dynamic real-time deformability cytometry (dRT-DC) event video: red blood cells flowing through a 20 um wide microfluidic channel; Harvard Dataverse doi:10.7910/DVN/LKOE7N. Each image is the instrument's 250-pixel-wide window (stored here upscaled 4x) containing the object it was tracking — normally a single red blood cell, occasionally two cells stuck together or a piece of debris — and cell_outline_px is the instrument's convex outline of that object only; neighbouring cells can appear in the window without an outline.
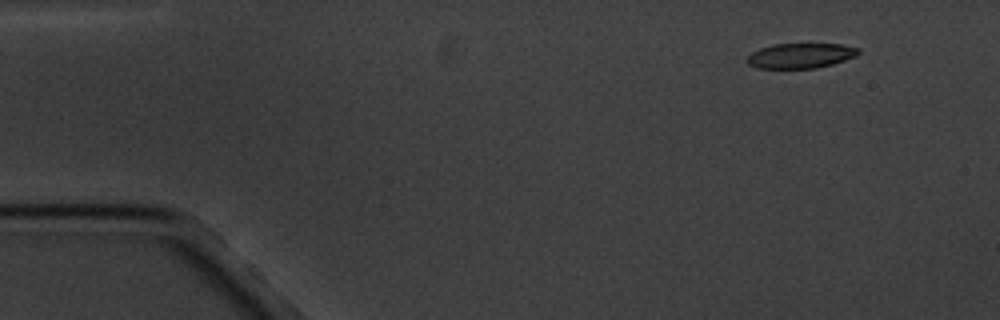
{"species": "common noctule bat (a hibernating species)", "species_latin": "Nyctalus noctula", "temperature_condition": "cold", "stored_images_in_passage": 7, "camera_frame_rate_fps": 3000, "um_per_image_px": 0.085, "animal": {"sex": "male", "body_mass_g": 20.1, "forearm_length_mm": 53.5}, "frame": {"image": 1, "passage_image": 1, "time_ms": 0.0, "image_size_px": [1000, 320], "cell_outline_px": [[860, 52], [856, 56], [832, 64], [816, 68], [756, 68], [748, 64], [744, 60], [752, 52], [760, 48], [776, 44], [840, 44], [860, 48]], "centroid_in_image_um": [68.03, 4.73], "position_along_channel_um": 17.0, "area_um2": 16.24}}
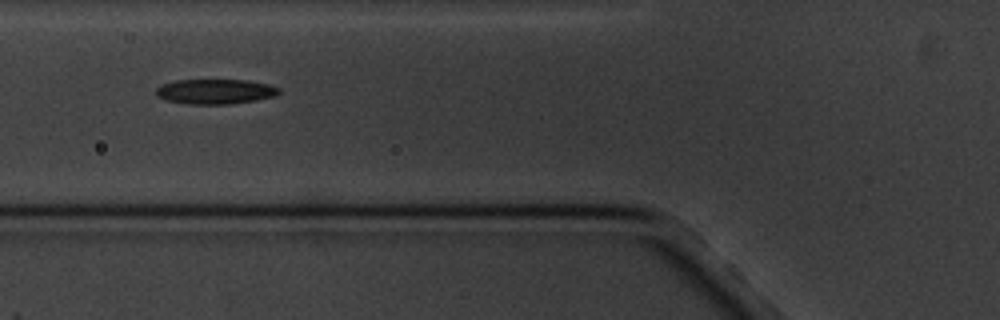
{"frame": {"image": 2, "passage_image": 5, "time_ms": 5.333, "image_size_px": [1000, 320], "cell_outline_px": [[280, 92], [276, 96], [256, 100], [228, 104], [188, 104], [168, 100], [156, 96], [156, 88], [160, 84], [176, 80], [248, 80], [268, 84], [280, 88]], "centroid_in_image_um": [18.3, 7.77], "position_along_channel_um": 107.5, "area_um2": 17.92}}
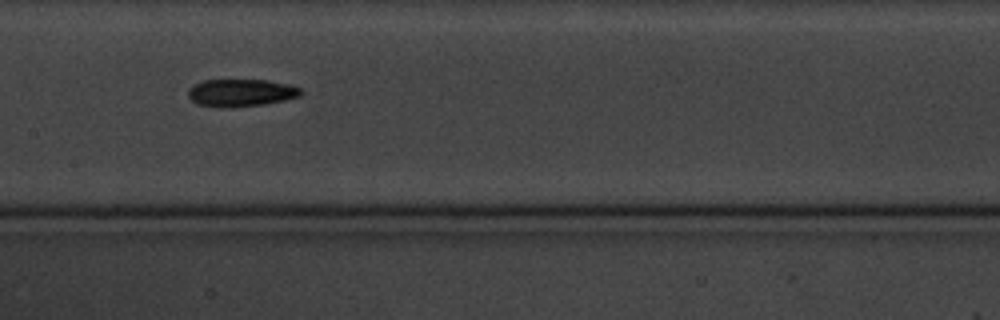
{"frame": {"image": 3, "passage_image": 7, "time_ms": 7.667, "image_size_px": [1000, 320], "cell_outline_px": [[304, 92], [300, 96], [284, 100], [264, 104], [232, 108], [228, 108], [196, 104], [188, 96], [188, 88], [204, 80], [268, 80], [288, 84], [300, 88]], "centroid_in_image_um": [20.49, 7.89], "position_along_channel_um": 186.9, "area_um2": 18.09}}